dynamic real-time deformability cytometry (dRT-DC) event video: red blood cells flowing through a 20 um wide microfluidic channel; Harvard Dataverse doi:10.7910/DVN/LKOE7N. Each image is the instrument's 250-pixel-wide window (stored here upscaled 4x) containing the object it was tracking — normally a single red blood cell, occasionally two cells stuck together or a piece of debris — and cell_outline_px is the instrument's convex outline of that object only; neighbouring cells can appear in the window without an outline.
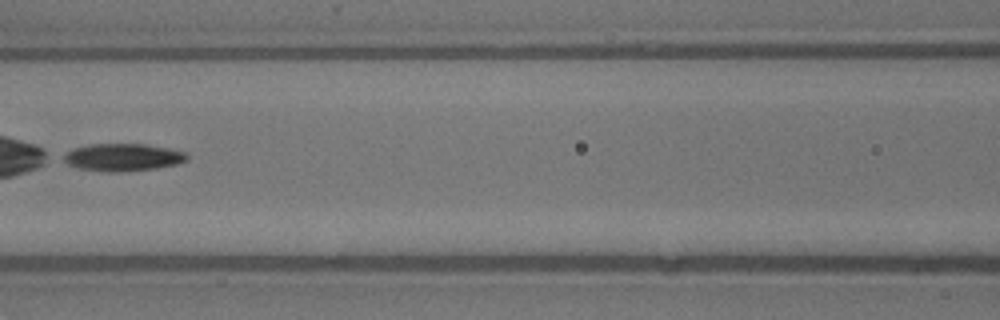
{"species": "common noctule bat (a hibernating species)", "species_latin": "Nyctalus noctula", "temperature_condition": "warm", "stored_images_in_passage": 5, "camera_frame_rate_fps": 3000, "um_per_image_px": 0.085, "animal": {"sex": "male", "body_mass_g": 13.3}, "frame": {"image": 1, "passage_image": 4, "time_ms": 1.0, "image_size_px": [1000, 320], "cell_outline_px": [[188, 160], [176, 164], [156, 168], [116, 172], [108, 172], [80, 168], [68, 164], [60, 160], [60, 156], [72, 148], [88, 144], [148, 144], [172, 148], [188, 152]], "centroid_in_image_um": [10.43, 13.35], "position_along_channel_um": 156.2, "area_um2": 20.11}}
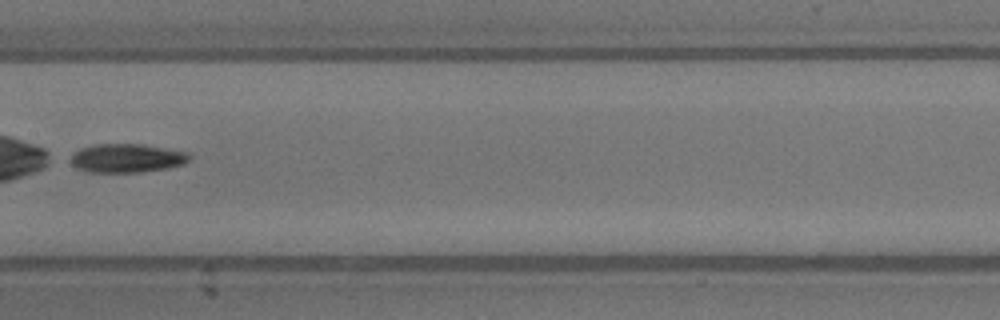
{"frame": {"image": 2, "passage_image": 5, "time_ms": 1.333, "image_size_px": [1000, 320], "cell_outline_px": [[192, 156], [184, 164], [164, 168], [140, 172], [88, 172], [76, 168], [72, 164], [72, 152], [80, 148], [92, 144], [144, 144], [188, 152]], "centroid_in_image_um": [10.76, 13.43], "position_along_channel_um": 196.6, "area_um2": 19.94}}